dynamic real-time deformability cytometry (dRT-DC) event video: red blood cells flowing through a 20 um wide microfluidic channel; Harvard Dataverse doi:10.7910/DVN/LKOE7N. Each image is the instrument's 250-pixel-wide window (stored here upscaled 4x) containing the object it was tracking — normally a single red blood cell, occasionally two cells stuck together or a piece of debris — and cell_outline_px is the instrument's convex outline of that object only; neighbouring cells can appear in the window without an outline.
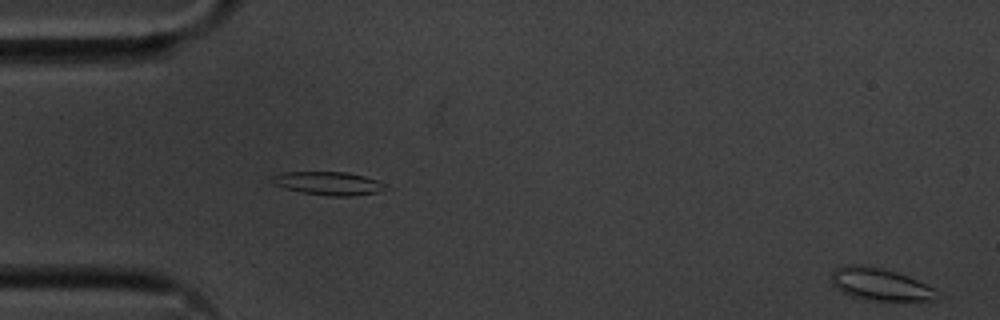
{"species": "common noctule bat (a hibernating species)", "species_latin": "Nyctalus noctula", "temperature_condition": "cold", "stored_images_in_passage": 55, "camera_frame_rate_fps": 3000, "um_per_image_px": 0.085, "animal": {"sex": "male", "body_mass_g": 20.1, "forearm_length_mm": 53.5}, "frame": {"image": 1, "passage_image": 1, "time_ms": 0.0, "image_size_px": [1000, 320], "cell_outline_px": [[940, 292], [932, 300], [864, 300], [840, 292], [832, 284], [832, 272], [836, 268], [848, 264], [860, 264], [884, 268], [908, 276]], "centroid_in_image_um": [74.74, 24.15], "position_along_channel_um": 10.3, "area_um2": 19.77}}
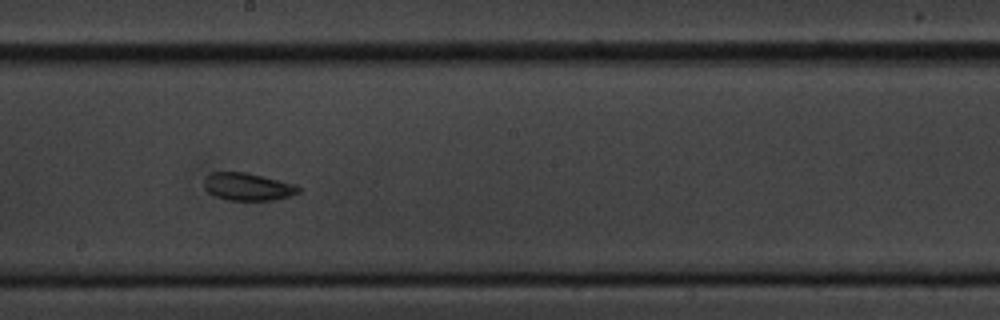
{"frame": {"image": 2, "passage_image": 30, "time_ms": 9.667, "image_size_px": [1000, 320], "cell_outline_px": [[300, 192], [276, 200], [228, 200], [216, 196], [208, 192], [204, 188], [204, 180], [212, 172], [248, 172], [296, 184], [300, 188]], "centroid_in_image_um": [21.08, 15.86], "position_along_channel_um": 227.1, "area_um2": 15.2}}
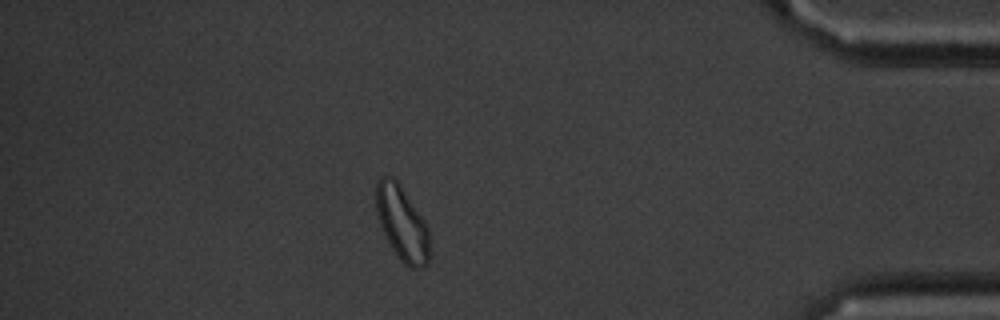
{"frame": {"image": 3, "passage_image": 48, "time_ms": 15.667, "image_size_px": [1000, 320], "cell_outline_px": [[428, 264], [420, 268], [412, 268], [404, 264], [400, 260], [392, 248], [380, 224], [376, 212], [376, 180], [384, 176], [392, 176], [400, 184], [424, 220], [428, 228]], "centroid_in_image_um": [34.16, 18.96], "position_along_channel_um": 401.0, "area_um2": 22.89}, "authors_computed_cell_mechanics": {"area_um2": 17.051, "velocity_mm_per_s": 3.5671, "shape_relaxation_time_tau1_ms": null, "shape_relaxation_time_tau2_ms": 3.8951, "deformation_change_tau1": null, "deformation_change_tau2": 0.0638}}